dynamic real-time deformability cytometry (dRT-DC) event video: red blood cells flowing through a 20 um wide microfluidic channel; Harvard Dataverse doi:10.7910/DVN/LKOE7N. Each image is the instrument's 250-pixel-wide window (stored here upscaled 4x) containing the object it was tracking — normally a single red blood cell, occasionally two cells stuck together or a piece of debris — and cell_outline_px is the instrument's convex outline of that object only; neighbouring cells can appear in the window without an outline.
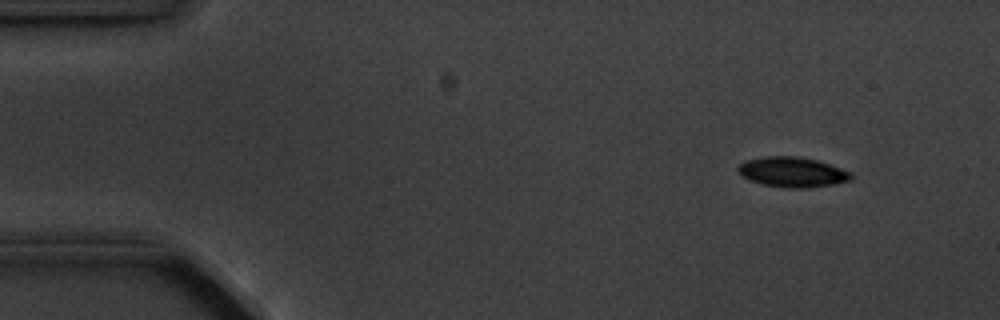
{"species": "common noctule bat (a hibernating species)", "species_latin": "Nyctalus noctula", "temperature_condition": "cold", "stored_images_in_passage": 5, "camera_frame_rate_fps": 3000, "um_per_image_px": 0.085, "animal": {"sex": "male", "body_mass_g": 20.1, "forearm_length_mm": 53.5}, "frame": {"image": 1, "passage_image": 1, "time_ms": 0.0, "image_size_px": [1000, 320], "cell_outline_px": [[852, 180], [832, 184], [808, 188], [784, 188], [764, 184], [740, 176], [736, 168], [744, 160], [764, 156], [796, 156], [816, 160], [852, 172]], "centroid_in_image_um": [67.32, 14.62], "position_along_channel_um": 17.7, "area_um2": 19.83}}
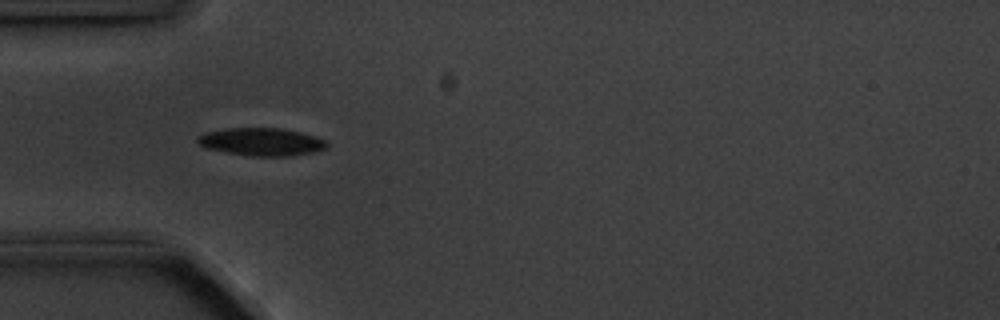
{"frame": {"image": 2, "passage_image": 4, "time_ms": 3.667, "image_size_px": [1000, 320], "cell_outline_px": [[328, 144], [324, 148], [312, 152], [288, 156], [248, 156], [204, 148], [196, 140], [196, 136], [204, 132], [224, 128], [280, 128], [300, 132], [316, 136], [324, 140]], "centroid_in_image_um": [22.15, 12.05], "position_along_channel_um": 62.8, "area_um2": 20.98}}